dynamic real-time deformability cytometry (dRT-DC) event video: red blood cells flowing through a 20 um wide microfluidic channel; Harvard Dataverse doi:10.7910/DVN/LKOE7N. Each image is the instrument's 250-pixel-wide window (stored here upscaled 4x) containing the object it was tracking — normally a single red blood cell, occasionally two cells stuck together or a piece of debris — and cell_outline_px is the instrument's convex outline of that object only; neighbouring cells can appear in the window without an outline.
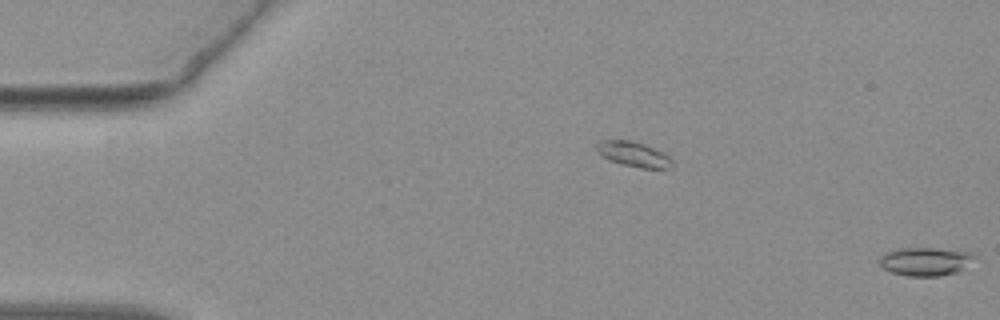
{"species": "common noctule bat (a hibernating species)", "species_latin": "Nyctalus noctula", "temperature_condition": "warm", "stored_images_in_passage": 13, "segment_of_instrument_passage": [2, 2], "camera_frame_rate_fps": 3000, "um_per_image_px": 0.085, "animal": {"sex": "female", "body_mass_g": 19.3, "forearm_length_mm": 54.1}, "frame": {"image": 1, "passage_image": 13, "time_ms": 4.0, "image_size_px": [1000, 320], "cell_outline_px": [[976, 256], [960, 272], [940, 276], [908, 276], [892, 272], [884, 268], [880, 264], [880, 256], [884, 252], [900, 248], [936, 248], [972, 252]], "centroid_in_image_um": [78.67, 22.22], "position_along_channel_um": 6.3, "area_um2": 15.78}}